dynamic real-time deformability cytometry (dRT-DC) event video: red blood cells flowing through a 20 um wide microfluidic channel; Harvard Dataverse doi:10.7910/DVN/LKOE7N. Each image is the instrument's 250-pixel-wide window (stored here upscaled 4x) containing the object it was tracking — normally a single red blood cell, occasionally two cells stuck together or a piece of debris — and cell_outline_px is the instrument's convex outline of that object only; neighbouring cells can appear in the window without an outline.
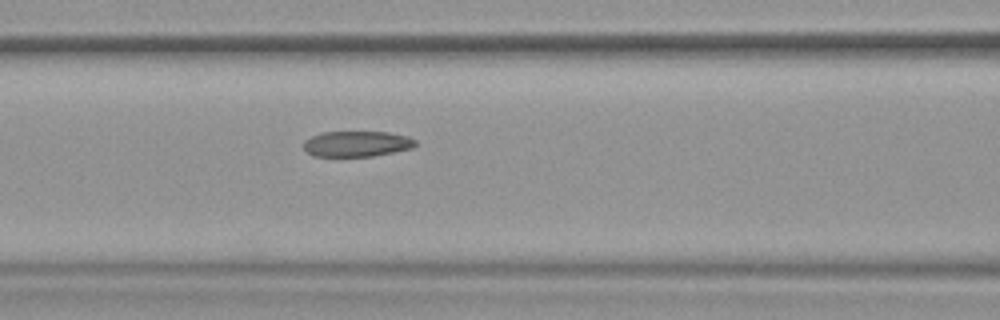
{"species": "common noctule bat (a hibernating species)", "species_latin": "Nyctalus noctula", "temperature_condition": "warm", "stored_images_in_passage": 54, "camera_frame_rate_fps": 3000, "um_per_image_px": 0.085, "animal": {"sex": "female", "body_mass_g": 19.9}, "frame": {"image": 1, "passage_image": 24, "time_ms": 7.667, "image_size_px": [1000, 320], "cell_outline_px": [[416, 144], [412, 148], [372, 156], [312, 156], [304, 148], [304, 140], [312, 136], [324, 132], [388, 132], [408, 136], [416, 140]], "centroid_in_image_um": [30.33, 12.22], "position_along_channel_um": 136.3, "area_um2": 16.59}}
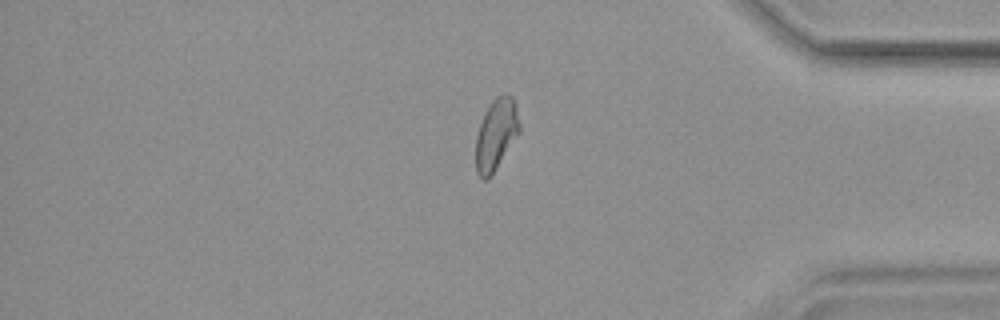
{"frame": {"image": 2, "passage_image": 46, "time_ms": 15.0, "image_size_px": [1000, 320], "cell_outline_px": [[520, 132], [488, 180], [484, 180], [476, 172], [476, 136], [484, 112], [492, 100], [496, 96], [504, 92], [508, 92], [512, 96], [516, 104], [520, 124]], "centroid_in_image_um": [42.18, 11.37], "position_along_channel_um": 393.0, "area_um2": 18.32}, "authors_computed_cell_mechanics": {"area_um2": 18.4382, "velocity_mm_per_s": 3.8194, "shape_relaxation_time_tau1_ms": null, "shape_relaxation_time_tau2_ms": 3.1983, "deformation_change_tau1": null, "deformation_change_tau2": 0.0932}}